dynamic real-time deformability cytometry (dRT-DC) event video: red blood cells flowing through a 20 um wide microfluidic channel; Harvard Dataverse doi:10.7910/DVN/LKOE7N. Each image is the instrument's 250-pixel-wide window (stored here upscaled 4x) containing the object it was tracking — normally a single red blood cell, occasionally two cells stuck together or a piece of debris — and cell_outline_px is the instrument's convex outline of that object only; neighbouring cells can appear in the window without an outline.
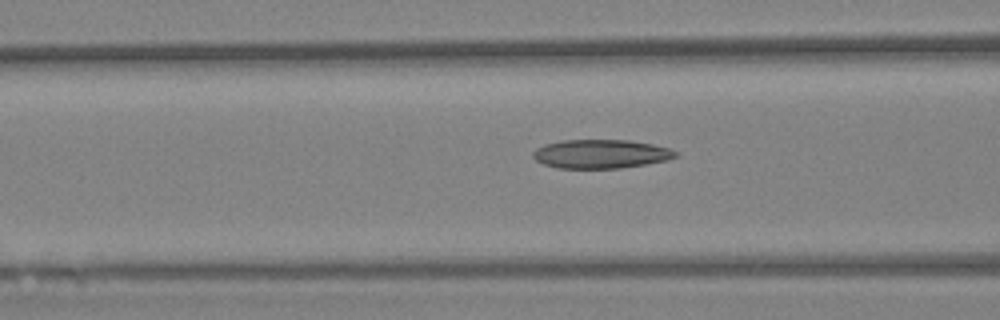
{"species": "Egyptian fruit bat (a non-hibernating species)", "species_latin": "Rousettus aegyptiacus", "temperature_condition": "warm", "stored_images_in_passage": 39, "camera_frame_rate_fps": 3000, "um_per_image_px": 0.085, "animal": {"sex": "female"}, "frame": {"image": 1, "passage_image": 15, "time_ms": 4.667, "image_size_px": [1000, 320], "cell_outline_px": [[680, 156], [664, 160], [644, 164], [620, 168], [556, 168], [544, 164], [536, 160], [532, 156], [532, 152], [536, 148], [544, 144], [560, 140], [628, 140], [652, 144], [668, 148], [680, 152]], "centroid_in_image_um": [51.05, 13.08], "position_along_channel_um": 115.5, "area_um2": 23.99}}
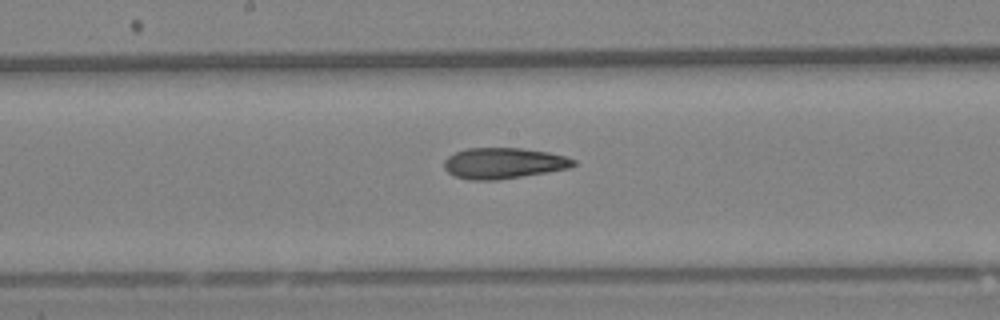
{"frame": {"image": 2, "passage_image": 23, "time_ms": 7.333, "image_size_px": [1000, 320], "cell_outline_px": [[576, 164], [568, 168], [548, 172], [496, 180], [468, 180], [456, 176], [448, 172], [444, 168], [444, 160], [448, 156], [456, 152], [468, 148], [520, 148], [548, 152], [564, 156], [576, 160]], "centroid_in_image_um": [42.79, 13.87], "position_along_channel_um": 205.4, "area_um2": 23.18}}
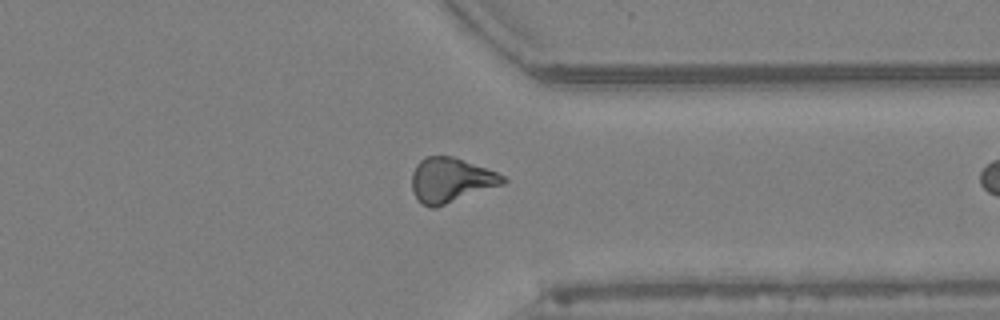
{"frame": {"image": 3, "passage_image": 38, "time_ms": 12.333, "image_size_px": [1000, 320], "cell_outline_px": [[508, 180], [504, 184], [436, 208], [428, 208], [416, 196], [412, 188], [412, 172], [416, 164], [424, 156], [452, 156], [496, 172], [504, 176]], "centroid_in_image_um": [38.32, 15.31], "position_along_channel_um": 373.1, "area_um2": 23.64}}